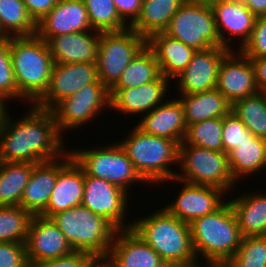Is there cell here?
I'll return each mask as SVG.
<instances>
[{"label": "cell", "mask_w": 266, "mask_h": 267, "mask_svg": "<svg viewBox=\"0 0 266 267\" xmlns=\"http://www.w3.org/2000/svg\"><path fill=\"white\" fill-rule=\"evenodd\" d=\"M215 0H185V2H196V3H212L214 2Z\"/></svg>", "instance_id": "f5cc1de1"}, {"label": "cell", "mask_w": 266, "mask_h": 267, "mask_svg": "<svg viewBox=\"0 0 266 267\" xmlns=\"http://www.w3.org/2000/svg\"><path fill=\"white\" fill-rule=\"evenodd\" d=\"M230 51L222 46L196 51L187 67L175 78L176 92L194 94L216 88L220 64Z\"/></svg>", "instance_id": "2e32d148"}, {"label": "cell", "mask_w": 266, "mask_h": 267, "mask_svg": "<svg viewBox=\"0 0 266 267\" xmlns=\"http://www.w3.org/2000/svg\"><path fill=\"white\" fill-rule=\"evenodd\" d=\"M185 0H142L141 12L130 26L146 40L155 33L164 32Z\"/></svg>", "instance_id": "f546056e"}, {"label": "cell", "mask_w": 266, "mask_h": 267, "mask_svg": "<svg viewBox=\"0 0 266 267\" xmlns=\"http://www.w3.org/2000/svg\"><path fill=\"white\" fill-rule=\"evenodd\" d=\"M87 267H114L107 257H95Z\"/></svg>", "instance_id": "681fc988"}, {"label": "cell", "mask_w": 266, "mask_h": 267, "mask_svg": "<svg viewBox=\"0 0 266 267\" xmlns=\"http://www.w3.org/2000/svg\"><path fill=\"white\" fill-rule=\"evenodd\" d=\"M0 96L26 102L19 94L10 55V37L0 40Z\"/></svg>", "instance_id": "f35d334b"}, {"label": "cell", "mask_w": 266, "mask_h": 267, "mask_svg": "<svg viewBox=\"0 0 266 267\" xmlns=\"http://www.w3.org/2000/svg\"><path fill=\"white\" fill-rule=\"evenodd\" d=\"M168 267H204V266H203V263L200 262V263L191 264V265H176V266H168Z\"/></svg>", "instance_id": "816d5d0a"}, {"label": "cell", "mask_w": 266, "mask_h": 267, "mask_svg": "<svg viewBox=\"0 0 266 267\" xmlns=\"http://www.w3.org/2000/svg\"><path fill=\"white\" fill-rule=\"evenodd\" d=\"M113 2L120 18L130 27L140 15L142 0H113Z\"/></svg>", "instance_id": "ee69618b"}, {"label": "cell", "mask_w": 266, "mask_h": 267, "mask_svg": "<svg viewBox=\"0 0 266 267\" xmlns=\"http://www.w3.org/2000/svg\"><path fill=\"white\" fill-rule=\"evenodd\" d=\"M126 136L118 143L150 186L174 179L176 171L170 166L178 164L179 145L175 141L143 133L136 126Z\"/></svg>", "instance_id": "5b68a950"}, {"label": "cell", "mask_w": 266, "mask_h": 267, "mask_svg": "<svg viewBox=\"0 0 266 267\" xmlns=\"http://www.w3.org/2000/svg\"><path fill=\"white\" fill-rule=\"evenodd\" d=\"M139 117L142 119L135 126L143 133L171 139L178 145L183 142L187 126L183 106L177 97L164 100L151 112Z\"/></svg>", "instance_id": "603a6c76"}, {"label": "cell", "mask_w": 266, "mask_h": 267, "mask_svg": "<svg viewBox=\"0 0 266 267\" xmlns=\"http://www.w3.org/2000/svg\"><path fill=\"white\" fill-rule=\"evenodd\" d=\"M100 32L95 30L57 35L48 42L54 63L96 62Z\"/></svg>", "instance_id": "cb8c5ba5"}, {"label": "cell", "mask_w": 266, "mask_h": 267, "mask_svg": "<svg viewBox=\"0 0 266 267\" xmlns=\"http://www.w3.org/2000/svg\"><path fill=\"white\" fill-rule=\"evenodd\" d=\"M88 84H103L98 78L96 62L54 63L48 88L34 105L51 110L57 103Z\"/></svg>", "instance_id": "4fadbf2b"}, {"label": "cell", "mask_w": 266, "mask_h": 267, "mask_svg": "<svg viewBox=\"0 0 266 267\" xmlns=\"http://www.w3.org/2000/svg\"><path fill=\"white\" fill-rule=\"evenodd\" d=\"M145 45L146 39L130 27L118 32H100L96 59L99 81L110 89Z\"/></svg>", "instance_id": "30bf717a"}, {"label": "cell", "mask_w": 266, "mask_h": 267, "mask_svg": "<svg viewBox=\"0 0 266 267\" xmlns=\"http://www.w3.org/2000/svg\"><path fill=\"white\" fill-rule=\"evenodd\" d=\"M146 45L153 51L160 67L161 75L170 82H173L187 67L196 52L193 48L167 35L165 32L152 34L146 40Z\"/></svg>", "instance_id": "d4e9b609"}, {"label": "cell", "mask_w": 266, "mask_h": 267, "mask_svg": "<svg viewBox=\"0 0 266 267\" xmlns=\"http://www.w3.org/2000/svg\"><path fill=\"white\" fill-rule=\"evenodd\" d=\"M57 1L58 0H23L29 16L36 24L55 7Z\"/></svg>", "instance_id": "f6af8a7d"}, {"label": "cell", "mask_w": 266, "mask_h": 267, "mask_svg": "<svg viewBox=\"0 0 266 267\" xmlns=\"http://www.w3.org/2000/svg\"><path fill=\"white\" fill-rule=\"evenodd\" d=\"M240 51L246 57H266V16L256 17L251 37Z\"/></svg>", "instance_id": "60d3db41"}, {"label": "cell", "mask_w": 266, "mask_h": 267, "mask_svg": "<svg viewBox=\"0 0 266 267\" xmlns=\"http://www.w3.org/2000/svg\"><path fill=\"white\" fill-rule=\"evenodd\" d=\"M160 67L153 51L145 45L131 60L118 81L110 89L137 88L157 80Z\"/></svg>", "instance_id": "1f68e13d"}, {"label": "cell", "mask_w": 266, "mask_h": 267, "mask_svg": "<svg viewBox=\"0 0 266 267\" xmlns=\"http://www.w3.org/2000/svg\"><path fill=\"white\" fill-rule=\"evenodd\" d=\"M210 6L222 47L236 50L230 42L237 37L241 50L251 37L256 16L240 0H215Z\"/></svg>", "instance_id": "e0dca14e"}, {"label": "cell", "mask_w": 266, "mask_h": 267, "mask_svg": "<svg viewBox=\"0 0 266 267\" xmlns=\"http://www.w3.org/2000/svg\"><path fill=\"white\" fill-rule=\"evenodd\" d=\"M25 244L29 263L56 259L74 251L56 224L40 215L32 216Z\"/></svg>", "instance_id": "d6986e66"}, {"label": "cell", "mask_w": 266, "mask_h": 267, "mask_svg": "<svg viewBox=\"0 0 266 267\" xmlns=\"http://www.w3.org/2000/svg\"><path fill=\"white\" fill-rule=\"evenodd\" d=\"M26 244L0 242V267H28Z\"/></svg>", "instance_id": "b9f144b4"}, {"label": "cell", "mask_w": 266, "mask_h": 267, "mask_svg": "<svg viewBox=\"0 0 266 267\" xmlns=\"http://www.w3.org/2000/svg\"><path fill=\"white\" fill-rule=\"evenodd\" d=\"M9 38L2 30L1 26H0V40L2 39H6Z\"/></svg>", "instance_id": "db71d44e"}, {"label": "cell", "mask_w": 266, "mask_h": 267, "mask_svg": "<svg viewBox=\"0 0 266 267\" xmlns=\"http://www.w3.org/2000/svg\"><path fill=\"white\" fill-rule=\"evenodd\" d=\"M5 102H7V99L0 96V135L2 134L4 121L7 117V115L9 114V111H7L8 107H7V104Z\"/></svg>", "instance_id": "c3c4849f"}, {"label": "cell", "mask_w": 266, "mask_h": 267, "mask_svg": "<svg viewBox=\"0 0 266 267\" xmlns=\"http://www.w3.org/2000/svg\"><path fill=\"white\" fill-rule=\"evenodd\" d=\"M254 69L255 82L259 91L266 93V57H248Z\"/></svg>", "instance_id": "bcb514c9"}, {"label": "cell", "mask_w": 266, "mask_h": 267, "mask_svg": "<svg viewBox=\"0 0 266 267\" xmlns=\"http://www.w3.org/2000/svg\"><path fill=\"white\" fill-rule=\"evenodd\" d=\"M164 32L195 51L222 46L208 3L185 2Z\"/></svg>", "instance_id": "9c48e42d"}, {"label": "cell", "mask_w": 266, "mask_h": 267, "mask_svg": "<svg viewBox=\"0 0 266 267\" xmlns=\"http://www.w3.org/2000/svg\"><path fill=\"white\" fill-rule=\"evenodd\" d=\"M245 193H239L238 197L228 200L236 215L241 235H266V192L262 190L259 193L256 190L250 194L247 191Z\"/></svg>", "instance_id": "4316f807"}, {"label": "cell", "mask_w": 266, "mask_h": 267, "mask_svg": "<svg viewBox=\"0 0 266 267\" xmlns=\"http://www.w3.org/2000/svg\"><path fill=\"white\" fill-rule=\"evenodd\" d=\"M58 175V159L35 164L26 184L20 206L32 215H40L47 207Z\"/></svg>", "instance_id": "484cf974"}, {"label": "cell", "mask_w": 266, "mask_h": 267, "mask_svg": "<svg viewBox=\"0 0 266 267\" xmlns=\"http://www.w3.org/2000/svg\"><path fill=\"white\" fill-rule=\"evenodd\" d=\"M170 181L180 182L179 184L183 186H181V191L178 192L175 200L173 199L164 208L171 215L188 224L196 218L215 212L227 201L225 197L228 193L222 189L187 183L175 178Z\"/></svg>", "instance_id": "5bb4252c"}, {"label": "cell", "mask_w": 266, "mask_h": 267, "mask_svg": "<svg viewBox=\"0 0 266 267\" xmlns=\"http://www.w3.org/2000/svg\"><path fill=\"white\" fill-rule=\"evenodd\" d=\"M180 96L178 99L184 109L186 126L207 119L223 118L232 108V104L216 88Z\"/></svg>", "instance_id": "83f0119b"}, {"label": "cell", "mask_w": 266, "mask_h": 267, "mask_svg": "<svg viewBox=\"0 0 266 267\" xmlns=\"http://www.w3.org/2000/svg\"><path fill=\"white\" fill-rule=\"evenodd\" d=\"M35 164L0 161V206H20Z\"/></svg>", "instance_id": "4dcf8cb0"}, {"label": "cell", "mask_w": 266, "mask_h": 267, "mask_svg": "<svg viewBox=\"0 0 266 267\" xmlns=\"http://www.w3.org/2000/svg\"><path fill=\"white\" fill-rule=\"evenodd\" d=\"M229 261L235 267H266V235L242 237L237 252Z\"/></svg>", "instance_id": "74e56055"}, {"label": "cell", "mask_w": 266, "mask_h": 267, "mask_svg": "<svg viewBox=\"0 0 266 267\" xmlns=\"http://www.w3.org/2000/svg\"><path fill=\"white\" fill-rule=\"evenodd\" d=\"M130 195L108 181L85 175L84 194L81 205L93 213L103 216L117 230H129L132 221L126 218ZM126 223H125V222Z\"/></svg>", "instance_id": "7c38bea8"}, {"label": "cell", "mask_w": 266, "mask_h": 267, "mask_svg": "<svg viewBox=\"0 0 266 267\" xmlns=\"http://www.w3.org/2000/svg\"><path fill=\"white\" fill-rule=\"evenodd\" d=\"M216 89L231 103L259 92L254 69L240 50H231L220 64Z\"/></svg>", "instance_id": "ac0fdd59"}, {"label": "cell", "mask_w": 266, "mask_h": 267, "mask_svg": "<svg viewBox=\"0 0 266 267\" xmlns=\"http://www.w3.org/2000/svg\"><path fill=\"white\" fill-rule=\"evenodd\" d=\"M32 216L21 206H0V242L26 243Z\"/></svg>", "instance_id": "e575fe53"}, {"label": "cell", "mask_w": 266, "mask_h": 267, "mask_svg": "<svg viewBox=\"0 0 266 267\" xmlns=\"http://www.w3.org/2000/svg\"><path fill=\"white\" fill-rule=\"evenodd\" d=\"M170 83L161 75L137 88L110 89V109L125 115L148 114L167 99Z\"/></svg>", "instance_id": "ffe728a7"}, {"label": "cell", "mask_w": 266, "mask_h": 267, "mask_svg": "<svg viewBox=\"0 0 266 267\" xmlns=\"http://www.w3.org/2000/svg\"><path fill=\"white\" fill-rule=\"evenodd\" d=\"M194 253L200 263L229 261L237 252L242 235L234 210L229 201L218 210L196 218L190 224ZM199 257L201 260H199Z\"/></svg>", "instance_id": "277c9868"}, {"label": "cell", "mask_w": 266, "mask_h": 267, "mask_svg": "<svg viewBox=\"0 0 266 267\" xmlns=\"http://www.w3.org/2000/svg\"><path fill=\"white\" fill-rule=\"evenodd\" d=\"M92 30L118 32L129 26L120 18L113 0H83Z\"/></svg>", "instance_id": "8d00e7d4"}, {"label": "cell", "mask_w": 266, "mask_h": 267, "mask_svg": "<svg viewBox=\"0 0 266 267\" xmlns=\"http://www.w3.org/2000/svg\"><path fill=\"white\" fill-rule=\"evenodd\" d=\"M223 118L207 119L187 126L183 142L195 147L224 153Z\"/></svg>", "instance_id": "d590c367"}, {"label": "cell", "mask_w": 266, "mask_h": 267, "mask_svg": "<svg viewBox=\"0 0 266 267\" xmlns=\"http://www.w3.org/2000/svg\"><path fill=\"white\" fill-rule=\"evenodd\" d=\"M28 110L17 120L7 115L0 135V161L38 164L67 152L52 112L32 104Z\"/></svg>", "instance_id": "6da1fadb"}, {"label": "cell", "mask_w": 266, "mask_h": 267, "mask_svg": "<svg viewBox=\"0 0 266 267\" xmlns=\"http://www.w3.org/2000/svg\"><path fill=\"white\" fill-rule=\"evenodd\" d=\"M252 136L253 134L232 111L223 117L222 143L224 153L228 154Z\"/></svg>", "instance_id": "ab89813d"}, {"label": "cell", "mask_w": 266, "mask_h": 267, "mask_svg": "<svg viewBox=\"0 0 266 267\" xmlns=\"http://www.w3.org/2000/svg\"><path fill=\"white\" fill-rule=\"evenodd\" d=\"M74 251L108 257L117 229L103 216L82 205L50 217Z\"/></svg>", "instance_id": "8992f818"}, {"label": "cell", "mask_w": 266, "mask_h": 267, "mask_svg": "<svg viewBox=\"0 0 266 267\" xmlns=\"http://www.w3.org/2000/svg\"><path fill=\"white\" fill-rule=\"evenodd\" d=\"M0 26L8 37L32 36L37 32V24L23 0H0Z\"/></svg>", "instance_id": "836d02e7"}, {"label": "cell", "mask_w": 266, "mask_h": 267, "mask_svg": "<svg viewBox=\"0 0 266 267\" xmlns=\"http://www.w3.org/2000/svg\"><path fill=\"white\" fill-rule=\"evenodd\" d=\"M84 178L83 169L67 150L63 156L58 158L57 179L47 207L40 216L50 218L57 213L81 205L84 194Z\"/></svg>", "instance_id": "9a60e30c"}, {"label": "cell", "mask_w": 266, "mask_h": 267, "mask_svg": "<svg viewBox=\"0 0 266 267\" xmlns=\"http://www.w3.org/2000/svg\"><path fill=\"white\" fill-rule=\"evenodd\" d=\"M91 149H70L75 162L83 169L84 174L103 179L129 193L133 183L148 184L135 170L133 163L123 147L118 143L106 144Z\"/></svg>", "instance_id": "ba28073f"}, {"label": "cell", "mask_w": 266, "mask_h": 267, "mask_svg": "<svg viewBox=\"0 0 266 267\" xmlns=\"http://www.w3.org/2000/svg\"><path fill=\"white\" fill-rule=\"evenodd\" d=\"M205 267H235L230 261H214L207 263Z\"/></svg>", "instance_id": "f907efd6"}, {"label": "cell", "mask_w": 266, "mask_h": 267, "mask_svg": "<svg viewBox=\"0 0 266 267\" xmlns=\"http://www.w3.org/2000/svg\"><path fill=\"white\" fill-rule=\"evenodd\" d=\"M231 111L256 137L266 140V93H258L239 99L232 104Z\"/></svg>", "instance_id": "d6a6232c"}, {"label": "cell", "mask_w": 266, "mask_h": 267, "mask_svg": "<svg viewBox=\"0 0 266 267\" xmlns=\"http://www.w3.org/2000/svg\"><path fill=\"white\" fill-rule=\"evenodd\" d=\"M95 257L82 251H73L71 254L56 259L29 263L28 267H87Z\"/></svg>", "instance_id": "7bdbcfd3"}, {"label": "cell", "mask_w": 266, "mask_h": 267, "mask_svg": "<svg viewBox=\"0 0 266 267\" xmlns=\"http://www.w3.org/2000/svg\"><path fill=\"white\" fill-rule=\"evenodd\" d=\"M134 218L131 229L168 266L191 265L198 263L192 246L190 226L171 215L164 207L149 216Z\"/></svg>", "instance_id": "7a4b0ae2"}, {"label": "cell", "mask_w": 266, "mask_h": 267, "mask_svg": "<svg viewBox=\"0 0 266 267\" xmlns=\"http://www.w3.org/2000/svg\"><path fill=\"white\" fill-rule=\"evenodd\" d=\"M234 180L239 181L249 175L266 171V140L256 136L246 139L227 154ZM264 170V171H263Z\"/></svg>", "instance_id": "f1b7e54d"}, {"label": "cell", "mask_w": 266, "mask_h": 267, "mask_svg": "<svg viewBox=\"0 0 266 267\" xmlns=\"http://www.w3.org/2000/svg\"><path fill=\"white\" fill-rule=\"evenodd\" d=\"M256 16H266V0H240Z\"/></svg>", "instance_id": "7dc6e473"}, {"label": "cell", "mask_w": 266, "mask_h": 267, "mask_svg": "<svg viewBox=\"0 0 266 267\" xmlns=\"http://www.w3.org/2000/svg\"><path fill=\"white\" fill-rule=\"evenodd\" d=\"M10 55L18 92L34 105L49 85L54 65L49 46L37 34L10 37Z\"/></svg>", "instance_id": "3957f363"}, {"label": "cell", "mask_w": 266, "mask_h": 267, "mask_svg": "<svg viewBox=\"0 0 266 267\" xmlns=\"http://www.w3.org/2000/svg\"><path fill=\"white\" fill-rule=\"evenodd\" d=\"M107 258L114 267H168L132 229L116 231Z\"/></svg>", "instance_id": "7402d4cb"}, {"label": "cell", "mask_w": 266, "mask_h": 267, "mask_svg": "<svg viewBox=\"0 0 266 267\" xmlns=\"http://www.w3.org/2000/svg\"><path fill=\"white\" fill-rule=\"evenodd\" d=\"M92 30L83 0H58L55 7L37 23L36 34L48 42L57 35Z\"/></svg>", "instance_id": "44dd1931"}, {"label": "cell", "mask_w": 266, "mask_h": 267, "mask_svg": "<svg viewBox=\"0 0 266 267\" xmlns=\"http://www.w3.org/2000/svg\"><path fill=\"white\" fill-rule=\"evenodd\" d=\"M177 165L180 168L174 178L187 183L213 186L228 193L237 184L230 171L227 153L182 142L178 148Z\"/></svg>", "instance_id": "52a82bcc"}, {"label": "cell", "mask_w": 266, "mask_h": 267, "mask_svg": "<svg viewBox=\"0 0 266 267\" xmlns=\"http://www.w3.org/2000/svg\"><path fill=\"white\" fill-rule=\"evenodd\" d=\"M105 108H110V89L104 84H88L57 103L50 111L58 131L63 135L66 130H77L91 122Z\"/></svg>", "instance_id": "8fae6325"}]
</instances>
